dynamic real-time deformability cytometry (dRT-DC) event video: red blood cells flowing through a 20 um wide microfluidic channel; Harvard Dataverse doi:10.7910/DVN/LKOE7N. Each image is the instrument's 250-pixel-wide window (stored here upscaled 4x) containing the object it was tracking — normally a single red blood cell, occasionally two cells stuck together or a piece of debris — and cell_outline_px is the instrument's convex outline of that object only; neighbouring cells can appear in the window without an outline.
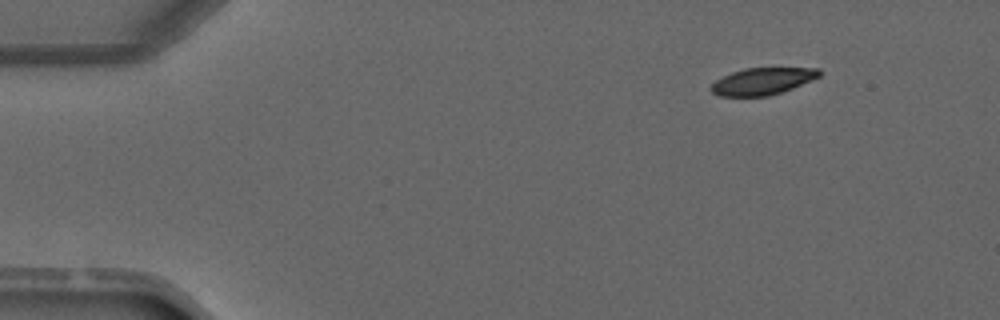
{"species": "common noctule bat (a hibernating species)", "species_latin": "Nyctalus noctula", "temperature_condition": "warm", "stored_images_in_passage": 3, "camera_frame_rate_fps": 3000, "um_per_image_px": 0.085, "animal": {"sex": "male", "forearm_length_mm": 52.5}, "frame": {"image": 1, "passage_image": 1, "time_ms": 0.0, "image_size_px": [1000, 320], "cell_outline_px": [[820, 76], [812, 80], [792, 88], [768, 96], [720, 96], [712, 92], [708, 88], [716, 80], [732, 72], [744, 68], [820, 68]], "centroid_in_image_um": [64.79, 6.9], "position_along_channel_um": 20.2, "area_um2": 16.88}}
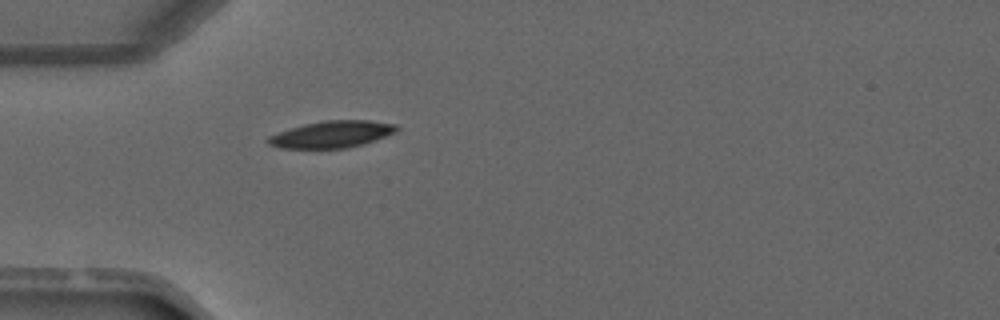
{"frame": {"image": 2, "passage_image": 3, "time_ms": 2.667, "image_size_px": [1000, 320], "cell_outline_px": [[400, 128], [396, 132], [364, 144], [348, 148], [280, 148], [268, 144], [268, 136], [304, 124], [324, 120], [368, 120], [396, 124]], "centroid_in_image_um": [28.25, 11.41], "position_along_channel_um": 56.8, "area_um2": 20.0}}